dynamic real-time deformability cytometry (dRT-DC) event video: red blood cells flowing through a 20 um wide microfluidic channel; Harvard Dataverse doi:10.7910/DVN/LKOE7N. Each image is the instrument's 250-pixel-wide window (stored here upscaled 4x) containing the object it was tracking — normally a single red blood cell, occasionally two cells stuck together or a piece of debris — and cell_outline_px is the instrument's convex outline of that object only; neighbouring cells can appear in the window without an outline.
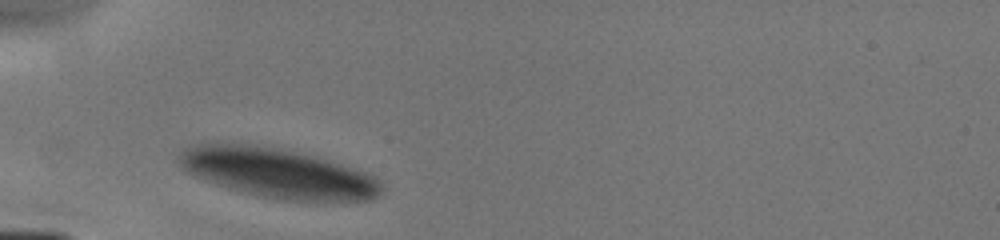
{"species": "human", "species_latin": "Homo sapiens", "temperature_condition": "cold", "stored_images_in_passage": 2, "camera_frame_rate_fps": 3000, "um_per_image_px": 0.085, "donor": {"sex": "male"}, "frame": {"image": 1, "passage_image": 1, "time_ms": 0.0, "image_size_px": [1000, 240], "cell_outline_px": [[384, 192], [380, 196], [372, 200], [284, 200], [256, 196], [228, 188], [188, 172], [180, 168], [176, 160], [180, 152], [184, 148], [192, 144], [208, 140], [220, 140], [256, 144], [280, 148], [300, 152], [328, 160], [368, 172], [380, 180], [384, 184]], "centroid_in_image_um": [23.56, 14.66], "position_along_channel_um": 61.4, "area_um2": 59.88}}